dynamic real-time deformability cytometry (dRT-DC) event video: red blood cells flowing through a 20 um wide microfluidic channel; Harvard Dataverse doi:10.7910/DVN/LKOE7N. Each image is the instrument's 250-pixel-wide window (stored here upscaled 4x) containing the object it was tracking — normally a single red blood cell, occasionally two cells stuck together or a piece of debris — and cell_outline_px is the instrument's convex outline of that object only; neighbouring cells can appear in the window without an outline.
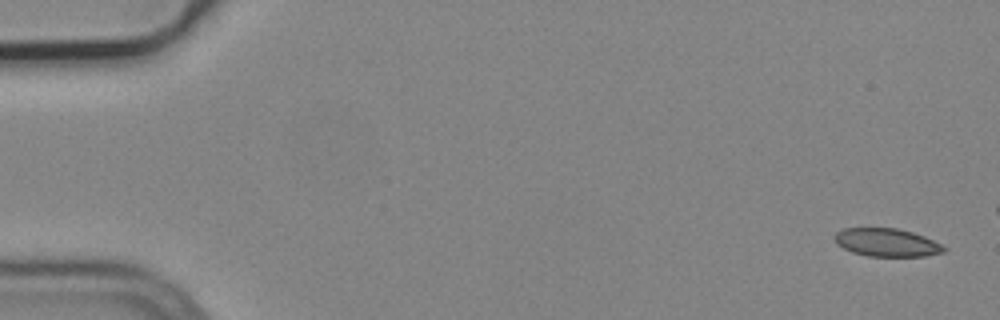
{"species": "common noctule bat (a hibernating species)", "species_latin": "Nyctalus noctula", "temperature_condition": "cold", "stored_images_in_passage": 5, "camera_frame_rate_fps": 3000, "um_per_image_px": 0.085, "animal": {"sex": "male", "body_mass_g": 19.2, "forearm_length_mm": 51.8}, "frame": {"image": 1, "passage_image": 1, "time_ms": 0.0, "image_size_px": [1000, 320], "cell_outline_px": [[948, 248], [944, 252], [924, 256], [868, 256], [852, 252], [836, 244], [836, 232], [844, 228], [896, 228], [912, 232], [924, 236]], "centroid_in_image_um": [75.38, 20.61], "position_along_channel_um": 9.6, "area_um2": 17.74}}